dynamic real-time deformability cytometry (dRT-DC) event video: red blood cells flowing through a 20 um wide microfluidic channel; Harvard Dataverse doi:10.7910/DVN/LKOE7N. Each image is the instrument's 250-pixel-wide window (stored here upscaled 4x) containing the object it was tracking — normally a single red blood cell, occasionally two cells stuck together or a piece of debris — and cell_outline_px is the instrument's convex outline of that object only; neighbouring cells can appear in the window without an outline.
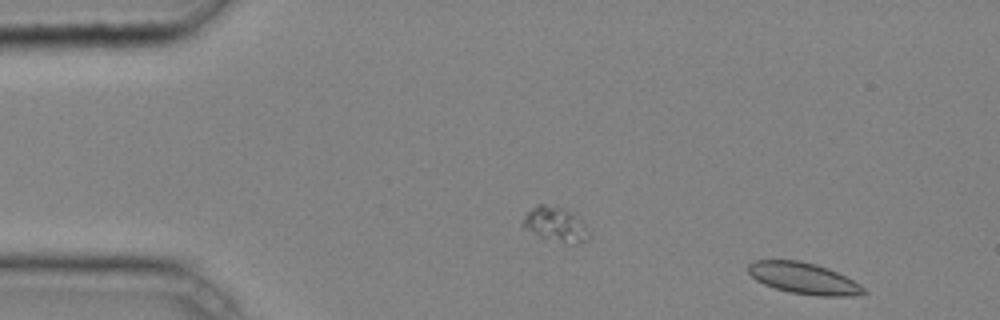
{"species": "common noctule bat (a hibernating species)", "species_latin": "Nyctalus noctula", "temperature_condition": "cold", "stored_images_in_passage": 42, "camera_frame_rate_fps": 3000, "um_per_image_px": 0.085, "animal": {"sex": "male", "body_mass_g": 20.4}, "frame": {"image": 1, "passage_image": 1, "time_ms": 0.0, "image_size_px": [1000, 320], "cell_outline_px": [[868, 292], [852, 296], [816, 296], [792, 292], [776, 288], [764, 284], [756, 280], [748, 272], [748, 264], [756, 260], [800, 260], [816, 264], [828, 268], [860, 284]], "centroid_in_image_um": [68.31, 23.65], "position_along_channel_um": 16.7, "area_um2": 20.92}}
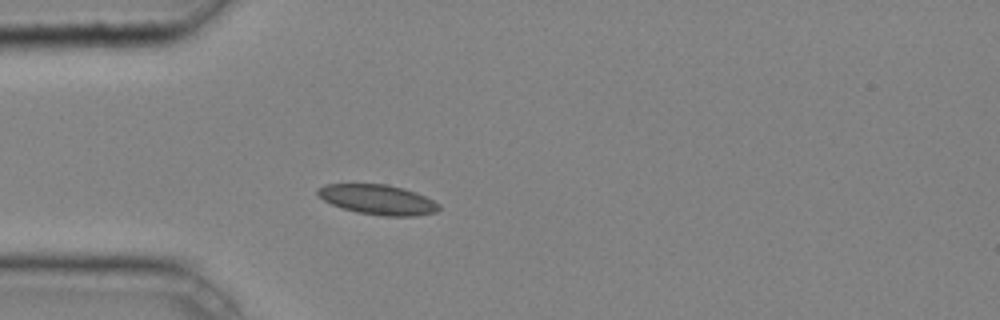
{"frame": {"image": 2, "passage_image": 10, "time_ms": 3.0, "image_size_px": [1000, 320], "cell_outline_px": [[440, 208], [436, 212], [416, 216], [384, 216], [356, 212], [332, 204], [324, 200], [316, 192], [316, 188], [324, 184], [388, 184], [404, 188], [416, 192], [440, 204]], "centroid_in_image_um": [32.12, 16.96], "position_along_channel_um": 52.9, "area_um2": 21.15}}
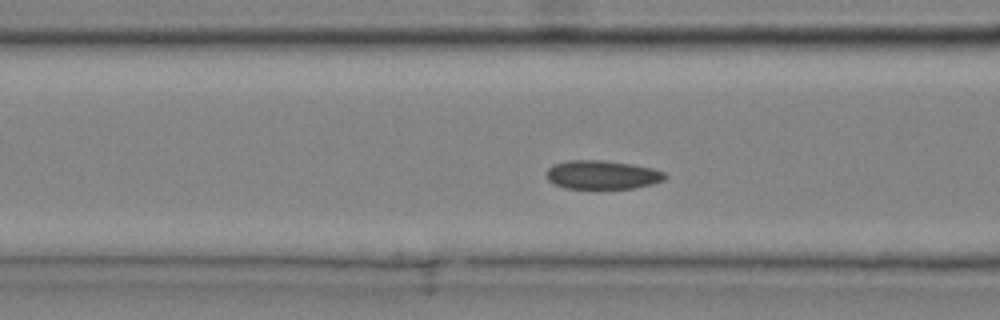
{"frame": {"image": 3, "passage_image": 15, "time_ms": 4.667, "image_size_px": [1000, 320], "cell_outline_px": [[668, 176], [664, 180], [652, 184], [632, 188], [564, 188], [552, 184], [548, 180], [548, 168], [552, 164], [568, 160], [604, 160], [632, 164], [652, 168], [664, 172]], "centroid_in_image_um": [51.18, 14.85], "position_along_channel_um": 115.4, "area_um2": 19.88}, "authors_computed_cell_mechanics": {"area_um2": 19.7098, "velocity_mm_per_s": 4.2065, "shape_relaxation_time_tau1_ms": null, "shape_relaxation_time_tau2_ms": 3.2491, "deformation_change_tau1": null, "deformation_change_tau2": 0.0686}}